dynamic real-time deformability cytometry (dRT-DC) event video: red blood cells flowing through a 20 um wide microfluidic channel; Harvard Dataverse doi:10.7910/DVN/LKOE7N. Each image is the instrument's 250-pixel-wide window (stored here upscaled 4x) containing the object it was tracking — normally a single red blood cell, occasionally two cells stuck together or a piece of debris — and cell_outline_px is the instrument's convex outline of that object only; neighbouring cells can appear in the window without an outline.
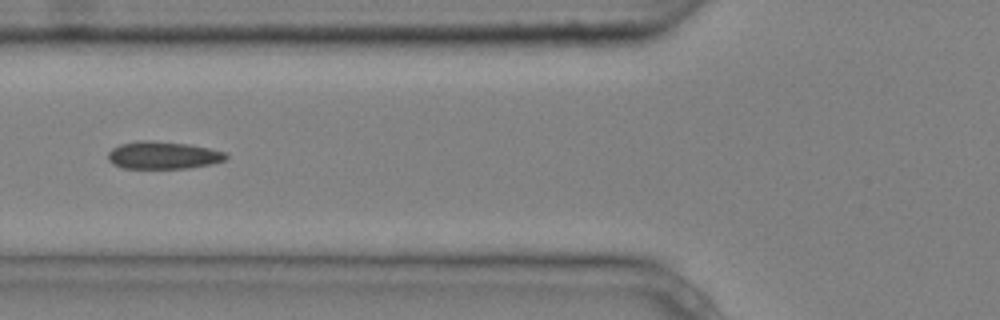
{"species": "common noctule bat (a hibernating species)", "species_latin": "Nyctalus noctula", "temperature_condition": "cold", "stored_images_in_passage": 9, "camera_frame_rate_fps": 3000, "um_per_image_px": 0.085, "animal": {"sex": "male", "body_mass_g": 20.4}, "frame": {"image": 1, "passage_image": 6, "time_ms": 1.667, "image_size_px": [1000, 320], "cell_outline_px": [[228, 156], [224, 160], [208, 164], [188, 168], [120, 168], [112, 164], [108, 160], [108, 152], [112, 148], [120, 144], [188, 144], [208, 148], [224, 152]], "centroid_in_image_um": [13.86, 13.26], "position_along_channel_um": 111.9, "area_um2": 17.69}}